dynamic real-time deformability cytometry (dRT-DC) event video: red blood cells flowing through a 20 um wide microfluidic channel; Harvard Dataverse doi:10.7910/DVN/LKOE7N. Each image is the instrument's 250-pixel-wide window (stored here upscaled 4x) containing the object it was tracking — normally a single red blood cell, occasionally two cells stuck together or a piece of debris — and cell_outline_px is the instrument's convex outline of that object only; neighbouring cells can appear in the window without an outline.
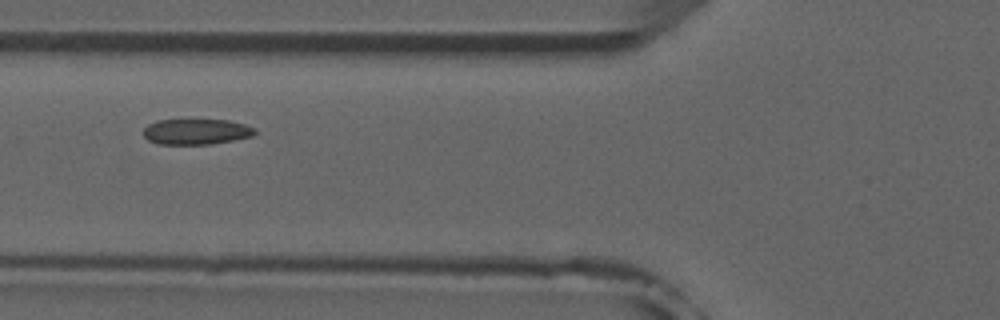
{"species": "common noctule bat (a hibernating species)", "species_latin": "Nyctalus noctula", "temperature_condition": "room temperature", "stored_images_in_passage": 6, "camera_frame_rate_fps": 3000, "um_per_image_px": 0.085, "animal": {"sex": "male", "forearm_length_mm": 52.5}, "frame": {"image": 1, "passage_image": 5, "time_ms": 4.667, "image_size_px": [1000, 320], "cell_outline_px": [[256, 132], [252, 136], [212, 144], [156, 144], [148, 140], [144, 136], [144, 128], [148, 124], [156, 120], [228, 120], [244, 124], [256, 128]], "centroid_in_image_um": [16.67, 11.19], "position_along_channel_um": 109.1, "area_um2": 16.65}}
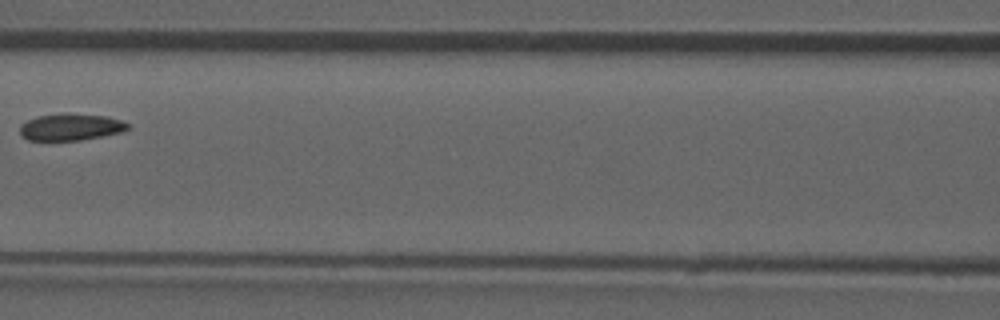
{"frame": {"image": 2, "passage_image": 6, "time_ms": 6.0, "image_size_px": [1000, 320], "cell_outline_px": [[128, 128], [124, 132], [80, 140], [28, 140], [20, 136], [20, 124], [36, 116], [60, 112], [68, 112], [108, 116], [120, 120], [128, 124]], "centroid_in_image_um": [5.98, 10.77], "position_along_channel_um": 160.6, "area_um2": 17.22}}